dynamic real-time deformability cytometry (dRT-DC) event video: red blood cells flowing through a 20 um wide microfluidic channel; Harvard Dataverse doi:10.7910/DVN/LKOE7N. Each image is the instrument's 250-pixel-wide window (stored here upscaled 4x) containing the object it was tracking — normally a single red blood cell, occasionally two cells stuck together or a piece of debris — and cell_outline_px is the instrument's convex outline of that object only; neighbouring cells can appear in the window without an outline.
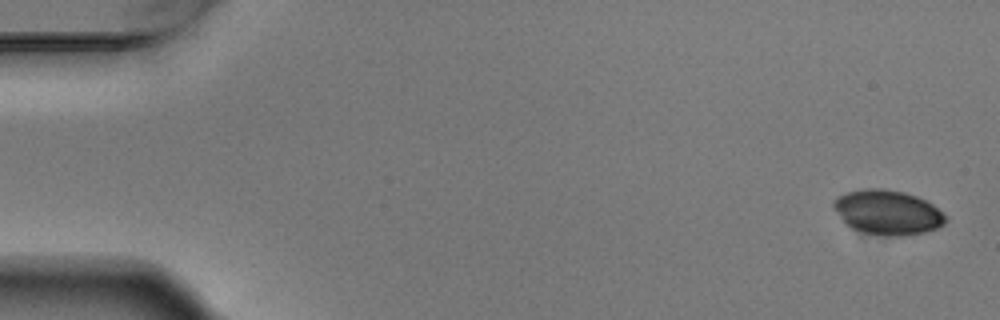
{"species": "Egyptian fruit bat (a non-hibernating species)", "species_latin": "Rousettus aegyptiacus", "temperature_condition": "warm", "stored_images_in_passage": 6, "segment_of_instrument_passage": [1, 2], "camera_frame_rate_fps": 3000, "um_per_image_px": 0.085, "animal": {"sex": "male"}, "frame": {"image": 1, "passage_image": 1, "time_ms": 0.0, "image_size_px": [1000, 320], "cell_outline_px": [[948, 220], [944, 224], [936, 228], [924, 232], [900, 236], [888, 236], [864, 232], [852, 228], [844, 220], [832, 204], [832, 200], [836, 196], [848, 192], [864, 188], [884, 188], [904, 192], [916, 196], [932, 204], [948, 216]], "centroid_in_image_um": [75.47, 18.03], "position_along_channel_um": 9.5, "area_um2": 28.96}}
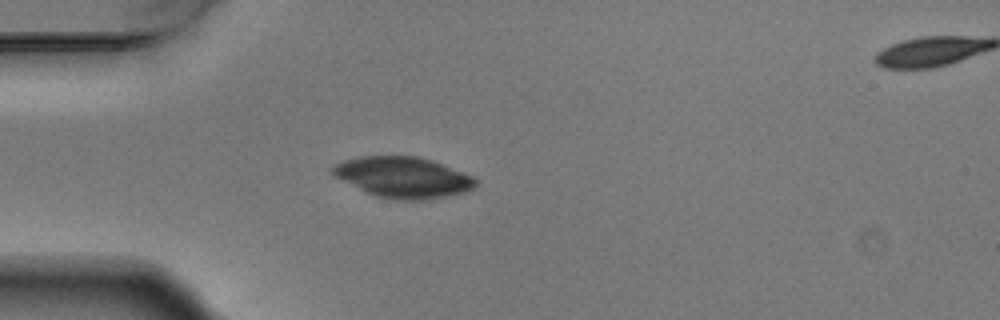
{"frame": {"image": 2, "passage_image": 5, "time_ms": 1.333, "image_size_px": [1000, 320], "cell_outline_px": [[476, 184], [472, 188], [464, 192], [444, 196], [420, 200], [392, 200], [376, 196], [336, 176], [332, 172], [332, 168], [336, 164], [344, 160], [360, 156], [420, 156], [432, 160], [472, 176], [476, 180]], "centroid_in_image_um": [34.28, 15.06], "position_along_channel_um": 50.7, "area_um2": 33.41}}